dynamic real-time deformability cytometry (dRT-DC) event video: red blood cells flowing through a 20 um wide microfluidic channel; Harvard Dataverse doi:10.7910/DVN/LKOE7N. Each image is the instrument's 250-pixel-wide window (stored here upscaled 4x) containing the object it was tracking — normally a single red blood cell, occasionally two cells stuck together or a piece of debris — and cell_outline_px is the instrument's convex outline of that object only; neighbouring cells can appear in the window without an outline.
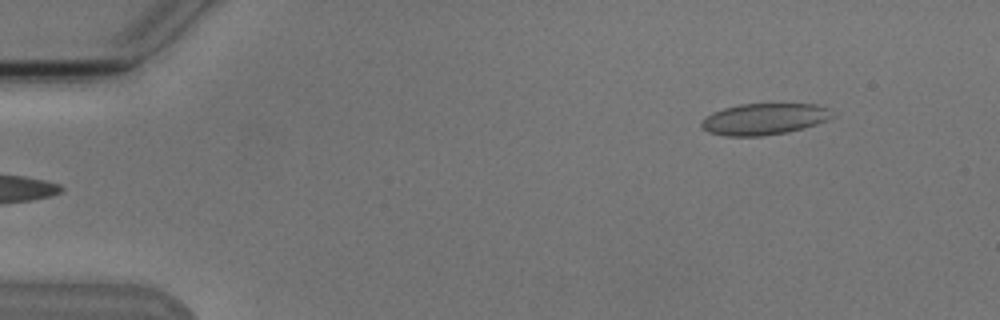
{"species": "Egyptian fruit bat (a non-hibernating species)", "species_latin": "Rousettus aegyptiacus", "temperature_condition": "cold", "stored_images_in_passage": 3, "camera_frame_rate_fps": 3000, "um_per_image_px": 0.085, "animal": {"sex": "male"}, "frame": {"image": 1, "passage_image": 3, "time_ms": 2.333, "image_size_px": [1000, 320], "cell_outline_px": [[836, 116], [828, 120], [816, 124], [788, 132], [760, 136], [724, 136], [708, 132], [700, 124], [712, 112], [724, 108], [740, 104], [816, 104], [828, 108]], "centroid_in_image_um": [64.99, 10.12], "position_along_channel_um": 20.0, "area_um2": 23.87}}